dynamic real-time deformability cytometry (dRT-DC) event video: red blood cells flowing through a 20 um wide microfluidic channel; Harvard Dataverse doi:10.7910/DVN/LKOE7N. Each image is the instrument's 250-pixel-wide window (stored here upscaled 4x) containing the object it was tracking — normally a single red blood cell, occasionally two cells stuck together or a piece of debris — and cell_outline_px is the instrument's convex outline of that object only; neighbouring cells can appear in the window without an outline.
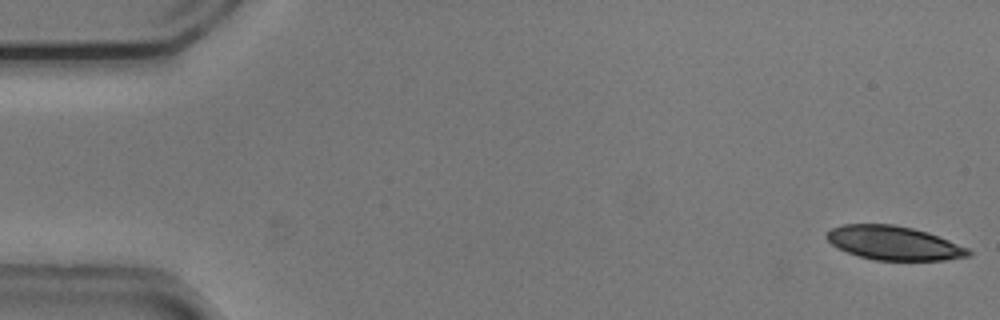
{"species": "common noctule bat (a hibernating species)", "species_latin": "Nyctalus noctula", "temperature_condition": "cold", "stored_images_in_passage": 53, "camera_frame_rate_fps": 3000, "um_per_image_px": 0.085, "animal": {"sex": "male", "body_mass_g": 20.5, "forearm_length_mm": 52.5}, "frame": {"image": 1, "passage_image": 1, "time_ms": 0.0, "image_size_px": [1000, 320], "cell_outline_px": [[972, 256], [944, 260], [876, 260], [860, 256], [848, 252], [832, 244], [824, 236], [832, 228], [844, 224], [892, 224], [912, 228], [928, 232], [968, 248], [972, 252]], "centroid_in_image_um": [76.0, 20.65], "position_along_channel_um": 9.0, "area_um2": 27.8}}
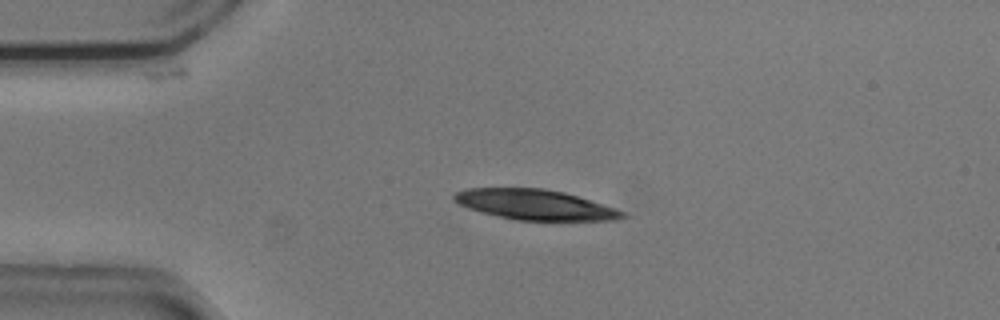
{"frame": {"image": 2, "passage_image": 12, "time_ms": 3.667, "image_size_px": [1000, 320], "cell_outline_px": [[628, 216], [616, 220], [516, 220], [468, 208], [452, 200], [452, 196], [456, 192], [468, 188], [544, 188], [564, 192], [616, 208], [624, 212]], "centroid_in_image_um": [45.49, 17.39], "position_along_channel_um": 39.5, "area_um2": 29.42}}